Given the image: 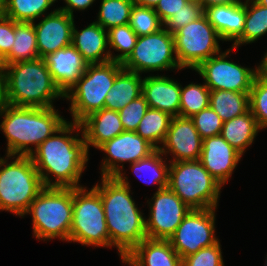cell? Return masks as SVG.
Returning <instances> with one entry per match:
<instances>
[{"instance_id": "39", "label": "cell", "mask_w": 267, "mask_h": 266, "mask_svg": "<svg viewBox=\"0 0 267 266\" xmlns=\"http://www.w3.org/2000/svg\"><path fill=\"white\" fill-rule=\"evenodd\" d=\"M203 15L204 6L197 3L188 2L182 7V9H180L178 12H175L173 16L167 19L163 23V27L171 34H174L180 28L199 19Z\"/></svg>"}, {"instance_id": "27", "label": "cell", "mask_w": 267, "mask_h": 266, "mask_svg": "<svg viewBox=\"0 0 267 266\" xmlns=\"http://www.w3.org/2000/svg\"><path fill=\"white\" fill-rule=\"evenodd\" d=\"M36 33L33 22H15V41L2 65L38 59Z\"/></svg>"}, {"instance_id": "29", "label": "cell", "mask_w": 267, "mask_h": 266, "mask_svg": "<svg viewBox=\"0 0 267 266\" xmlns=\"http://www.w3.org/2000/svg\"><path fill=\"white\" fill-rule=\"evenodd\" d=\"M209 106L226 122L250 109L249 93L210 90Z\"/></svg>"}, {"instance_id": "10", "label": "cell", "mask_w": 267, "mask_h": 266, "mask_svg": "<svg viewBox=\"0 0 267 266\" xmlns=\"http://www.w3.org/2000/svg\"><path fill=\"white\" fill-rule=\"evenodd\" d=\"M122 67L139 74L182 70L176 57L174 35L163 27L156 33L138 36L133 51Z\"/></svg>"}, {"instance_id": "22", "label": "cell", "mask_w": 267, "mask_h": 266, "mask_svg": "<svg viewBox=\"0 0 267 266\" xmlns=\"http://www.w3.org/2000/svg\"><path fill=\"white\" fill-rule=\"evenodd\" d=\"M88 64H102L111 61L107 30L93 21L82 30H77L75 23L71 43Z\"/></svg>"}, {"instance_id": "46", "label": "cell", "mask_w": 267, "mask_h": 266, "mask_svg": "<svg viewBox=\"0 0 267 266\" xmlns=\"http://www.w3.org/2000/svg\"><path fill=\"white\" fill-rule=\"evenodd\" d=\"M160 0H133L136 5L155 8Z\"/></svg>"}, {"instance_id": "6", "label": "cell", "mask_w": 267, "mask_h": 266, "mask_svg": "<svg viewBox=\"0 0 267 266\" xmlns=\"http://www.w3.org/2000/svg\"><path fill=\"white\" fill-rule=\"evenodd\" d=\"M32 216L33 236L69 242L73 215V188L44 187L25 215Z\"/></svg>"}, {"instance_id": "23", "label": "cell", "mask_w": 267, "mask_h": 266, "mask_svg": "<svg viewBox=\"0 0 267 266\" xmlns=\"http://www.w3.org/2000/svg\"><path fill=\"white\" fill-rule=\"evenodd\" d=\"M122 263L129 266H182V258L168 239L146 238L124 257Z\"/></svg>"}, {"instance_id": "16", "label": "cell", "mask_w": 267, "mask_h": 266, "mask_svg": "<svg viewBox=\"0 0 267 266\" xmlns=\"http://www.w3.org/2000/svg\"><path fill=\"white\" fill-rule=\"evenodd\" d=\"M203 139L194 127L193 121L185 117H172L169 129L160 152L173 156L169 162L199 160Z\"/></svg>"}, {"instance_id": "52", "label": "cell", "mask_w": 267, "mask_h": 266, "mask_svg": "<svg viewBox=\"0 0 267 266\" xmlns=\"http://www.w3.org/2000/svg\"><path fill=\"white\" fill-rule=\"evenodd\" d=\"M0 80H1V72H0ZM0 102H1V84H0Z\"/></svg>"}, {"instance_id": "51", "label": "cell", "mask_w": 267, "mask_h": 266, "mask_svg": "<svg viewBox=\"0 0 267 266\" xmlns=\"http://www.w3.org/2000/svg\"><path fill=\"white\" fill-rule=\"evenodd\" d=\"M2 67H3V65H2V59L0 58V72L2 70Z\"/></svg>"}, {"instance_id": "34", "label": "cell", "mask_w": 267, "mask_h": 266, "mask_svg": "<svg viewBox=\"0 0 267 266\" xmlns=\"http://www.w3.org/2000/svg\"><path fill=\"white\" fill-rule=\"evenodd\" d=\"M210 89L203 84L190 83L184 88L181 85L179 116L190 118L209 107Z\"/></svg>"}, {"instance_id": "41", "label": "cell", "mask_w": 267, "mask_h": 266, "mask_svg": "<svg viewBox=\"0 0 267 266\" xmlns=\"http://www.w3.org/2000/svg\"><path fill=\"white\" fill-rule=\"evenodd\" d=\"M149 109L148 103L141 94L118 112L125 131H136L141 119Z\"/></svg>"}, {"instance_id": "9", "label": "cell", "mask_w": 267, "mask_h": 266, "mask_svg": "<svg viewBox=\"0 0 267 266\" xmlns=\"http://www.w3.org/2000/svg\"><path fill=\"white\" fill-rule=\"evenodd\" d=\"M69 242L109 247V233L99 192L92 187L73 188V215Z\"/></svg>"}, {"instance_id": "5", "label": "cell", "mask_w": 267, "mask_h": 266, "mask_svg": "<svg viewBox=\"0 0 267 266\" xmlns=\"http://www.w3.org/2000/svg\"><path fill=\"white\" fill-rule=\"evenodd\" d=\"M43 188L30 156L0 157V211L24 217Z\"/></svg>"}, {"instance_id": "44", "label": "cell", "mask_w": 267, "mask_h": 266, "mask_svg": "<svg viewBox=\"0 0 267 266\" xmlns=\"http://www.w3.org/2000/svg\"><path fill=\"white\" fill-rule=\"evenodd\" d=\"M66 4L63 7L57 8L60 11L68 13L70 16L74 17V10L84 11L89 8L96 0H63Z\"/></svg>"}, {"instance_id": "3", "label": "cell", "mask_w": 267, "mask_h": 266, "mask_svg": "<svg viewBox=\"0 0 267 266\" xmlns=\"http://www.w3.org/2000/svg\"><path fill=\"white\" fill-rule=\"evenodd\" d=\"M0 117V130L7 141L5 155L10 156H30L66 122L54 107H23L4 102H0Z\"/></svg>"}, {"instance_id": "40", "label": "cell", "mask_w": 267, "mask_h": 266, "mask_svg": "<svg viewBox=\"0 0 267 266\" xmlns=\"http://www.w3.org/2000/svg\"><path fill=\"white\" fill-rule=\"evenodd\" d=\"M220 241L182 258V266H225Z\"/></svg>"}, {"instance_id": "35", "label": "cell", "mask_w": 267, "mask_h": 266, "mask_svg": "<svg viewBox=\"0 0 267 266\" xmlns=\"http://www.w3.org/2000/svg\"><path fill=\"white\" fill-rule=\"evenodd\" d=\"M109 49L120 52L112 53L111 61L123 63L133 51L138 36L129 24L120 25L107 30ZM114 54V55H113Z\"/></svg>"}, {"instance_id": "21", "label": "cell", "mask_w": 267, "mask_h": 266, "mask_svg": "<svg viewBox=\"0 0 267 266\" xmlns=\"http://www.w3.org/2000/svg\"><path fill=\"white\" fill-rule=\"evenodd\" d=\"M204 15L222 41H235L244 30L246 0L204 7Z\"/></svg>"}, {"instance_id": "7", "label": "cell", "mask_w": 267, "mask_h": 266, "mask_svg": "<svg viewBox=\"0 0 267 266\" xmlns=\"http://www.w3.org/2000/svg\"><path fill=\"white\" fill-rule=\"evenodd\" d=\"M168 187L191 209H217L222 186L199 160L169 163Z\"/></svg>"}, {"instance_id": "25", "label": "cell", "mask_w": 267, "mask_h": 266, "mask_svg": "<svg viewBox=\"0 0 267 266\" xmlns=\"http://www.w3.org/2000/svg\"><path fill=\"white\" fill-rule=\"evenodd\" d=\"M260 130L249 109L246 113L224 122L220 135L243 156Z\"/></svg>"}, {"instance_id": "13", "label": "cell", "mask_w": 267, "mask_h": 266, "mask_svg": "<svg viewBox=\"0 0 267 266\" xmlns=\"http://www.w3.org/2000/svg\"><path fill=\"white\" fill-rule=\"evenodd\" d=\"M217 209H191L168 239L181 258L216 244L215 212Z\"/></svg>"}, {"instance_id": "24", "label": "cell", "mask_w": 267, "mask_h": 266, "mask_svg": "<svg viewBox=\"0 0 267 266\" xmlns=\"http://www.w3.org/2000/svg\"><path fill=\"white\" fill-rule=\"evenodd\" d=\"M88 151L90 145L98 149L124 130L118 111L101 109L89 114L80 122Z\"/></svg>"}, {"instance_id": "12", "label": "cell", "mask_w": 267, "mask_h": 266, "mask_svg": "<svg viewBox=\"0 0 267 266\" xmlns=\"http://www.w3.org/2000/svg\"><path fill=\"white\" fill-rule=\"evenodd\" d=\"M234 48L226 49L200 63L194 70L203 78L210 90H226L250 93L256 68L241 66L229 61L228 55Z\"/></svg>"}, {"instance_id": "8", "label": "cell", "mask_w": 267, "mask_h": 266, "mask_svg": "<svg viewBox=\"0 0 267 266\" xmlns=\"http://www.w3.org/2000/svg\"><path fill=\"white\" fill-rule=\"evenodd\" d=\"M123 69L122 64L115 61L88 64L83 75L64 95L71 103L69 111L73 122L80 123L89 114L104 108L107 93Z\"/></svg>"}, {"instance_id": "30", "label": "cell", "mask_w": 267, "mask_h": 266, "mask_svg": "<svg viewBox=\"0 0 267 266\" xmlns=\"http://www.w3.org/2000/svg\"><path fill=\"white\" fill-rule=\"evenodd\" d=\"M267 33V7L258 4L255 0H246V16L242 34L232 43V47L251 44Z\"/></svg>"}, {"instance_id": "28", "label": "cell", "mask_w": 267, "mask_h": 266, "mask_svg": "<svg viewBox=\"0 0 267 266\" xmlns=\"http://www.w3.org/2000/svg\"><path fill=\"white\" fill-rule=\"evenodd\" d=\"M159 149H156L149 156L131 163L130 167L133 173L145 184H156L157 191L168 187L169 165L167 157ZM165 159V160H164Z\"/></svg>"}, {"instance_id": "43", "label": "cell", "mask_w": 267, "mask_h": 266, "mask_svg": "<svg viewBox=\"0 0 267 266\" xmlns=\"http://www.w3.org/2000/svg\"><path fill=\"white\" fill-rule=\"evenodd\" d=\"M188 0H160L154 10L162 23L178 12Z\"/></svg>"}, {"instance_id": "31", "label": "cell", "mask_w": 267, "mask_h": 266, "mask_svg": "<svg viewBox=\"0 0 267 266\" xmlns=\"http://www.w3.org/2000/svg\"><path fill=\"white\" fill-rule=\"evenodd\" d=\"M171 120L172 116L170 114L149 108L135 132L156 149H159L165 140Z\"/></svg>"}, {"instance_id": "15", "label": "cell", "mask_w": 267, "mask_h": 266, "mask_svg": "<svg viewBox=\"0 0 267 266\" xmlns=\"http://www.w3.org/2000/svg\"><path fill=\"white\" fill-rule=\"evenodd\" d=\"M98 150L104 151L106 155L101 163V176L116 177L124 170L126 162H137L149 156L156 148L135 131H123L102 144Z\"/></svg>"}, {"instance_id": "32", "label": "cell", "mask_w": 267, "mask_h": 266, "mask_svg": "<svg viewBox=\"0 0 267 266\" xmlns=\"http://www.w3.org/2000/svg\"><path fill=\"white\" fill-rule=\"evenodd\" d=\"M57 0H3V14L15 22H36Z\"/></svg>"}, {"instance_id": "11", "label": "cell", "mask_w": 267, "mask_h": 266, "mask_svg": "<svg viewBox=\"0 0 267 266\" xmlns=\"http://www.w3.org/2000/svg\"><path fill=\"white\" fill-rule=\"evenodd\" d=\"M173 35L176 57L183 70H194L200 63L221 51L219 41L222 39L205 15L180 28Z\"/></svg>"}, {"instance_id": "33", "label": "cell", "mask_w": 267, "mask_h": 266, "mask_svg": "<svg viewBox=\"0 0 267 266\" xmlns=\"http://www.w3.org/2000/svg\"><path fill=\"white\" fill-rule=\"evenodd\" d=\"M133 0H101L95 22L108 30L129 23Z\"/></svg>"}, {"instance_id": "4", "label": "cell", "mask_w": 267, "mask_h": 266, "mask_svg": "<svg viewBox=\"0 0 267 266\" xmlns=\"http://www.w3.org/2000/svg\"><path fill=\"white\" fill-rule=\"evenodd\" d=\"M1 102L23 107H55L64 94L55 84L44 58L7 64L1 70Z\"/></svg>"}, {"instance_id": "37", "label": "cell", "mask_w": 267, "mask_h": 266, "mask_svg": "<svg viewBox=\"0 0 267 266\" xmlns=\"http://www.w3.org/2000/svg\"><path fill=\"white\" fill-rule=\"evenodd\" d=\"M249 107L260 129L267 128V81L257 76L249 93Z\"/></svg>"}, {"instance_id": "38", "label": "cell", "mask_w": 267, "mask_h": 266, "mask_svg": "<svg viewBox=\"0 0 267 266\" xmlns=\"http://www.w3.org/2000/svg\"><path fill=\"white\" fill-rule=\"evenodd\" d=\"M202 139L221 134L223 120L209 106L190 117Z\"/></svg>"}, {"instance_id": "18", "label": "cell", "mask_w": 267, "mask_h": 266, "mask_svg": "<svg viewBox=\"0 0 267 266\" xmlns=\"http://www.w3.org/2000/svg\"><path fill=\"white\" fill-rule=\"evenodd\" d=\"M242 155L221 135L203 139L199 161L223 187L238 166Z\"/></svg>"}, {"instance_id": "2", "label": "cell", "mask_w": 267, "mask_h": 266, "mask_svg": "<svg viewBox=\"0 0 267 266\" xmlns=\"http://www.w3.org/2000/svg\"><path fill=\"white\" fill-rule=\"evenodd\" d=\"M125 171L116 177H102L93 187L99 192L109 233V248L118 250L123 261L138 244L146 239L144 213L138 208L131 194Z\"/></svg>"}, {"instance_id": "36", "label": "cell", "mask_w": 267, "mask_h": 266, "mask_svg": "<svg viewBox=\"0 0 267 266\" xmlns=\"http://www.w3.org/2000/svg\"><path fill=\"white\" fill-rule=\"evenodd\" d=\"M128 24L137 36L153 34L163 28V23L154 8L136 4L132 7Z\"/></svg>"}, {"instance_id": "47", "label": "cell", "mask_w": 267, "mask_h": 266, "mask_svg": "<svg viewBox=\"0 0 267 266\" xmlns=\"http://www.w3.org/2000/svg\"><path fill=\"white\" fill-rule=\"evenodd\" d=\"M239 0H205V6L235 3Z\"/></svg>"}, {"instance_id": "48", "label": "cell", "mask_w": 267, "mask_h": 266, "mask_svg": "<svg viewBox=\"0 0 267 266\" xmlns=\"http://www.w3.org/2000/svg\"><path fill=\"white\" fill-rule=\"evenodd\" d=\"M189 2L192 3H197L205 7V0H188Z\"/></svg>"}, {"instance_id": "42", "label": "cell", "mask_w": 267, "mask_h": 266, "mask_svg": "<svg viewBox=\"0 0 267 266\" xmlns=\"http://www.w3.org/2000/svg\"><path fill=\"white\" fill-rule=\"evenodd\" d=\"M15 41V21L0 15V58L3 60L11 51Z\"/></svg>"}, {"instance_id": "17", "label": "cell", "mask_w": 267, "mask_h": 266, "mask_svg": "<svg viewBox=\"0 0 267 266\" xmlns=\"http://www.w3.org/2000/svg\"><path fill=\"white\" fill-rule=\"evenodd\" d=\"M42 17L39 23L33 22L40 58L71 45L75 22L74 17L58 9Z\"/></svg>"}, {"instance_id": "19", "label": "cell", "mask_w": 267, "mask_h": 266, "mask_svg": "<svg viewBox=\"0 0 267 266\" xmlns=\"http://www.w3.org/2000/svg\"><path fill=\"white\" fill-rule=\"evenodd\" d=\"M46 66L61 92L65 95L86 71L88 63L71 44L44 57Z\"/></svg>"}, {"instance_id": "20", "label": "cell", "mask_w": 267, "mask_h": 266, "mask_svg": "<svg viewBox=\"0 0 267 266\" xmlns=\"http://www.w3.org/2000/svg\"><path fill=\"white\" fill-rule=\"evenodd\" d=\"M157 75V76H156ZM154 74L143 78L142 95L149 108L179 116L181 84L165 75Z\"/></svg>"}, {"instance_id": "45", "label": "cell", "mask_w": 267, "mask_h": 266, "mask_svg": "<svg viewBox=\"0 0 267 266\" xmlns=\"http://www.w3.org/2000/svg\"><path fill=\"white\" fill-rule=\"evenodd\" d=\"M256 76L267 81V52L264 54L260 65L256 67Z\"/></svg>"}, {"instance_id": "50", "label": "cell", "mask_w": 267, "mask_h": 266, "mask_svg": "<svg viewBox=\"0 0 267 266\" xmlns=\"http://www.w3.org/2000/svg\"><path fill=\"white\" fill-rule=\"evenodd\" d=\"M3 14V0H0V15Z\"/></svg>"}, {"instance_id": "1", "label": "cell", "mask_w": 267, "mask_h": 266, "mask_svg": "<svg viewBox=\"0 0 267 266\" xmlns=\"http://www.w3.org/2000/svg\"><path fill=\"white\" fill-rule=\"evenodd\" d=\"M88 153L80 123L66 121L30 158L44 187L77 188L82 186L79 183L87 169Z\"/></svg>"}, {"instance_id": "49", "label": "cell", "mask_w": 267, "mask_h": 266, "mask_svg": "<svg viewBox=\"0 0 267 266\" xmlns=\"http://www.w3.org/2000/svg\"><path fill=\"white\" fill-rule=\"evenodd\" d=\"M258 4L267 7V0H255Z\"/></svg>"}, {"instance_id": "14", "label": "cell", "mask_w": 267, "mask_h": 266, "mask_svg": "<svg viewBox=\"0 0 267 266\" xmlns=\"http://www.w3.org/2000/svg\"><path fill=\"white\" fill-rule=\"evenodd\" d=\"M149 200V218L145 219L146 237L169 239L191 208L169 187L156 191Z\"/></svg>"}, {"instance_id": "26", "label": "cell", "mask_w": 267, "mask_h": 266, "mask_svg": "<svg viewBox=\"0 0 267 266\" xmlns=\"http://www.w3.org/2000/svg\"><path fill=\"white\" fill-rule=\"evenodd\" d=\"M143 78L141 74L122 70L115 78L105 98L104 108L120 111L141 95Z\"/></svg>"}]
</instances>
